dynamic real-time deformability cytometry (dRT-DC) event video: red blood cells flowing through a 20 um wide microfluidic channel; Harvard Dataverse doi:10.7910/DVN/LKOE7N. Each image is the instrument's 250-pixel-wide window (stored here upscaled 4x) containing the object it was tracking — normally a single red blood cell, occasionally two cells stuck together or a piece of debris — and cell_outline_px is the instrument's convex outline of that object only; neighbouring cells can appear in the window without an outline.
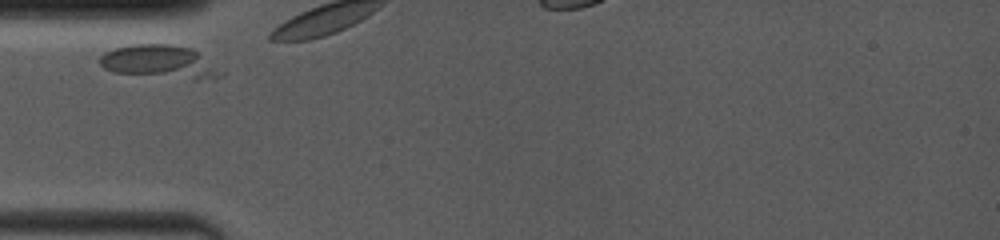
{"species": "common noctule bat (a hibernating species)", "species_latin": "Nyctalus noctula", "temperature_condition": "room temperature", "stored_images_in_passage": 3, "camera_frame_rate_fps": 4000, "um_per_image_px": 0.085, "animal": {"sex": "female", "body_mass_g": 19.0, "forearm_length_mm": 53.3}, "frame": {"image": 1, "passage_image": 1, "time_ms": 0.0, "image_size_px": [1000, 240], "cell_outline_px": [[224, 76], [212, 80], [196, 80], [116, 72], [104, 68], [100, 64], [100, 56], [104, 52], [116, 48], [132, 44], [168, 44], [192, 48], [200, 52], [224, 72]], "centroid_in_image_um": [13.68, 5.26], "position_along_channel_um": 71.3, "area_um2": 23.64}}